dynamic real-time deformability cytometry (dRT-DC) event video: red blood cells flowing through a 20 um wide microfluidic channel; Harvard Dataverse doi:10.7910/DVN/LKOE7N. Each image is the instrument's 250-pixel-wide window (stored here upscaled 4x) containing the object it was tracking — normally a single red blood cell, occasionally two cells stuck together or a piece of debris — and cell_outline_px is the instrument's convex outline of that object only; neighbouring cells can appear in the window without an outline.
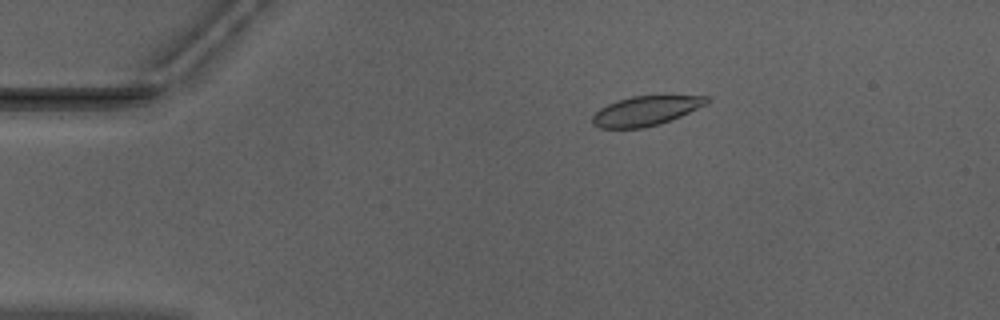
{"species": "Egyptian fruit bat (a non-hibernating species)", "species_latin": "Rousettus aegyptiacus", "temperature_condition": "warm", "stored_images_in_passage": 36, "camera_frame_rate_fps": 3000, "um_per_image_px": 0.085, "animal": {"sex": "male"}, "frame": {"image": 1, "passage_image": 1, "time_ms": 0.0, "image_size_px": [1000, 320], "cell_outline_px": [[708, 104], [680, 116], [660, 124], [644, 128], [600, 128], [592, 124], [592, 116], [600, 108], [616, 100], [632, 96], [664, 92], [708, 96]], "centroid_in_image_um": [54.97, 9.35], "position_along_channel_um": 30.0, "area_um2": 20.69}}
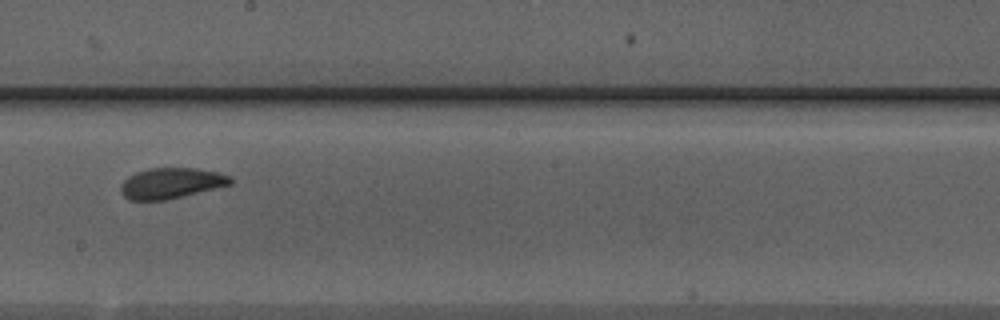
{"frame": {"image": 2, "passage_image": 21, "time_ms": 6.667, "image_size_px": [1000, 320], "cell_outline_px": [[232, 184], [164, 200], [128, 200], [120, 192], [120, 184], [128, 176], [136, 172], [148, 168], [196, 168], [216, 172], [232, 176]], "centroid_in_image_um": [14.51, 15.56], "position_along_channel_um": 233.7, "area_um2": 19.54}}
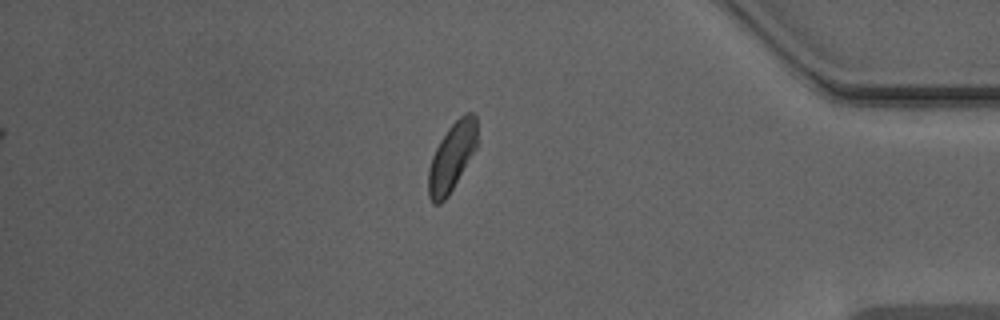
{"frame": {"image": 3, "passage_image": 36, "time_ms": 11.667, "image_size_px": [1000, 320], "cell_outline_px": [[476, 148], [448, 196], [440, 204], [432, 204], [428, 196], [428, 168], [432, 156], [440, 140], [448, 128], [464, 112], [472, 112], [476, 116]], "centroid_in_image_um": [38.38, 13.35], "position_along_channel_um": 396.8, "area_um2": 19.31}, "authors_computed_cell_mechanics": {"area_um2": 20.23, "velocity_mm_per_s": 3.9306, "shape_relaxation_time_tau1_ms": 6.4285, "shape_relaxation_time_tau2_ms": 1.281, "deformation_change_tau1": 0.1296, "deformation_change_tau2": 0.0532}}